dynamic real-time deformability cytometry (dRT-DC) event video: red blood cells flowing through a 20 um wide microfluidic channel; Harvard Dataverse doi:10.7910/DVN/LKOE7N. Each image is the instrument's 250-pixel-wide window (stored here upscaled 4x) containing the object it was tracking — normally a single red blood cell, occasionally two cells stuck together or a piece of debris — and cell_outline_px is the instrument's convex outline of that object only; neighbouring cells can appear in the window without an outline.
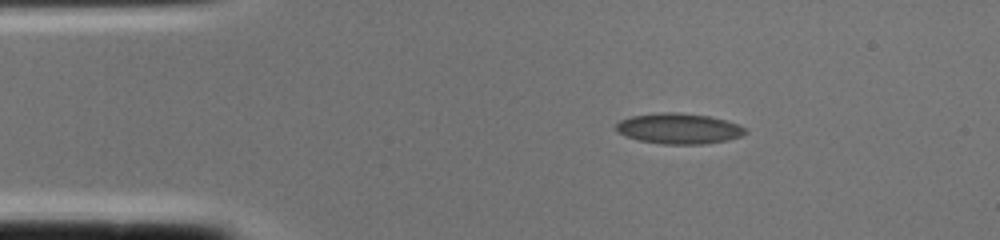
{"species": "common noctule bat (a hibernating species)", "species_latin": "Nyctalus noctula", "temperature_condition": "cold", "stored_images_in_passage": 1, "camera_frame_rate_fps": 3000, "um_per_image_px": 0.085, "animal": {"sex": "female", "body_mass_g": 22.0, "forearm_length_mm": 56.7}, "frame": {"image": 1, "passage_image": 1, "time_ms": 0.0, "image_size_px": [1000, 240], "cell_outline_px": [[748, 132], [744, 136], [728, 140], [704, 144], [664, 144], [636, 140], [624, 136], [616, 132], [612, 128], [620, 120], [632, 116], [660, 112], [680, 112], [708, 116], [740, 124], [748, 128]], "centroid_in_image_um": [57.7, 10.93], "position_along_channel_um": 27.3, "area_um2": 23.52}}